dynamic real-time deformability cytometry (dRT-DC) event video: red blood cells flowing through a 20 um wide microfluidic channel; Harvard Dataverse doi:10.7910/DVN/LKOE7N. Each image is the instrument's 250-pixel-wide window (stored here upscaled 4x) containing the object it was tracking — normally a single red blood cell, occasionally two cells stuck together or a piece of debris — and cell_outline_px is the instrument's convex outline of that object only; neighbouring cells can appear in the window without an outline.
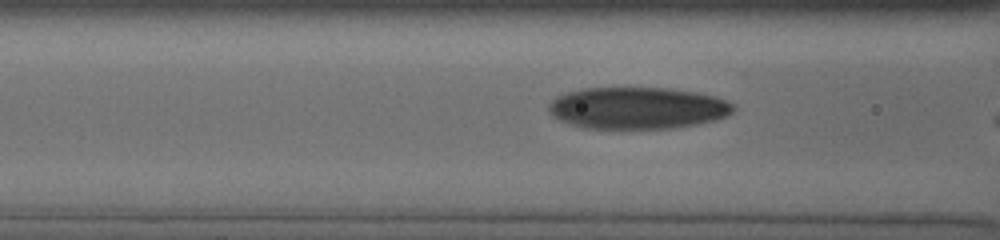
{"species": "human", "species_latin": "Homo sapiens", "temperature_condition": "cold", "stored_images_in_passage": 14, "camera_frame_rate_fps": 3000, "um_per_image_px": 0.085, "donor": {"sex": "male"}, "frame": {"image": 1, "passage_image": 12, "time_ms": 7.0, "image_size_px": [1000, 240], "cell_outline_px": [[736, 108], [728, 116], [716, 120], [700, 124], [672, 128], [584, 128], [568, 124], [552, 116], [548, 112], [548, 104], [556, 96], [580, 88], [668, 88], [696, 92], [716, 96], [736, 104]], "centroid_in_image_um": [54.21, 9.18], "position_along_channel_um": 112.4, "area_um2": 45.49}}